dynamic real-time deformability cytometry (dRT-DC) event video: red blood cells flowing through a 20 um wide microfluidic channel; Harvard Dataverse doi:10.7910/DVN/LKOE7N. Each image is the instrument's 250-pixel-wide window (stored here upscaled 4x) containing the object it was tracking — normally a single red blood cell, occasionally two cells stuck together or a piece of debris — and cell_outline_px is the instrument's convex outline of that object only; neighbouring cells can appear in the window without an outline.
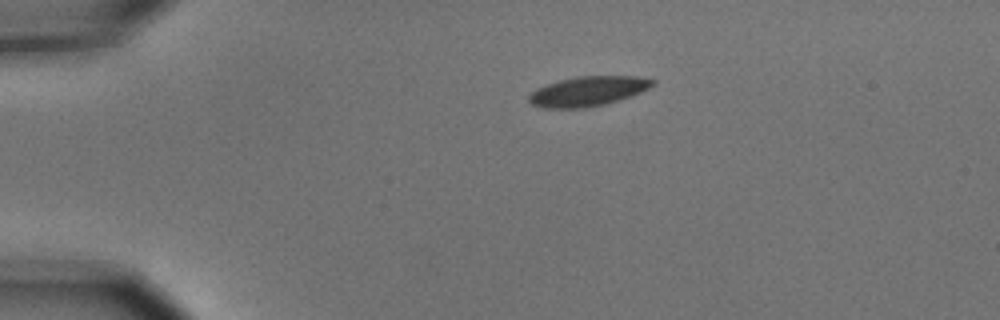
{"species": "common noctule bat (a hibernating species)", "species_latin": "Nyctalus noctula", "temperature_condition": "cold", "stored_images_in_passage": 12, "camera_frame_rate_fps": 3000, "um_per_image_px": 0.085, "animal": {"sex": "male", "body_mass_g": 15.6}, "frame": {"image": 1, "passage_image": 1, "time_ms": 0.0, "image_size_px": [1000, 320], "cell_outline_px": [[656, 84], [640, 92], [620, 100], [604, 104], [584, 108], [544, 108], [532, 104], [528, 100], [528, 96], [536, 88], [544, 84], [576, 76], [640, 76], [656, 80]], "centroid_in_image_um": [49.98, 7.74], "position_along_channel_um": 35.0, "area_um2": 21.56}}
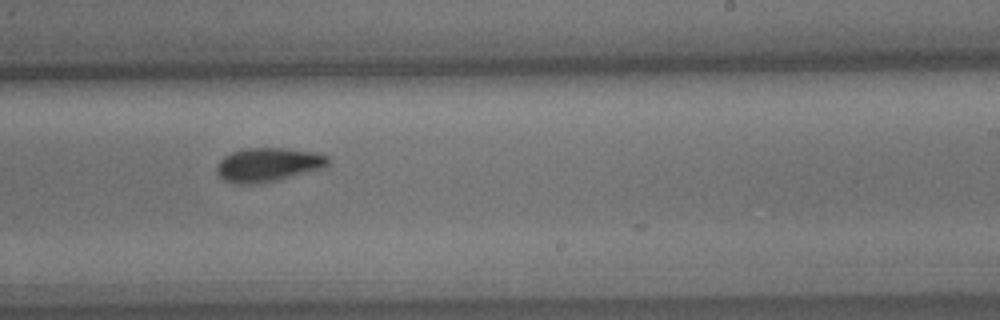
{"frame": {"image": 2, "passage_image": 7, "time_ms": 2.0, "image_size_px": [1000, 320], "cell_outline_px": [[332, 160], [324, 168], [260, 184], [232, 184], [224, 180], [216, 172], [216, 164], [224, 156], [232, 152], [248, 148], [284, 148], [312, 152], [328, 156]], "centroid_in_image_um": [22.77, 14.01], "position_along_channel_um": 266.2, "area_um2": 22.08}}
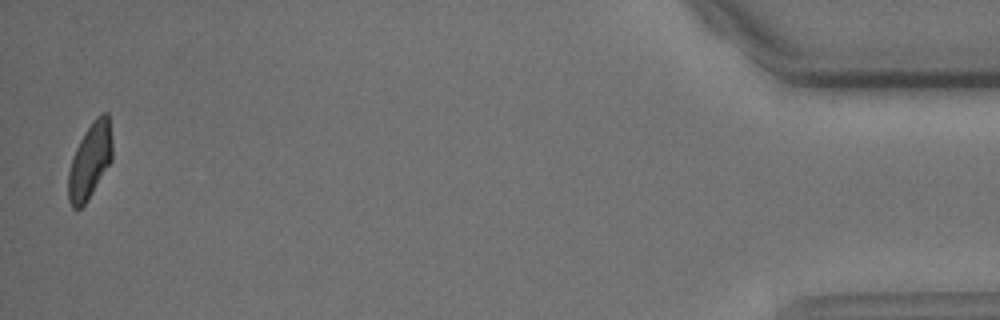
{"frame": {"image": 3, "passage_image": 12, "time_ms": 3.667, "image_size_px": [1000, 320], "cell_outline_px": [[112, 160], [88, 200], [80, 208], [72, 208], [68, 200], [68, 172], [72, 156], [84, 132], [96, 116], [104, 112], [108, 112], [112, 140]], "centroid_in_image_um": [7.64, 13.66], "position_along_channel_um": 427.6, "area_um2": 19.48}}